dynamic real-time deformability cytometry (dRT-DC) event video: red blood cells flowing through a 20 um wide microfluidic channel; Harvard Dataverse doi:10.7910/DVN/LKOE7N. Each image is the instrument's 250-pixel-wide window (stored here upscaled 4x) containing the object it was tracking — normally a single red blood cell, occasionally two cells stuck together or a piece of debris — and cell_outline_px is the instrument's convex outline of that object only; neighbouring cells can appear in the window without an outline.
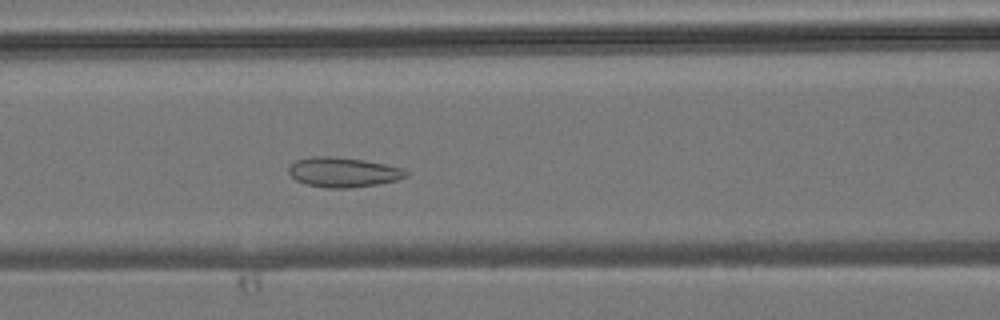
{"species": "common noctule bat (a hibernating species)", "species_latin": "Nyctalus noctula", "temperature_condition": "room temperature", "stored_images_in_passage": 42, "camera_frame_rate_fps": 3000, "um_per_image_px": 0.085, "animal": {"sex": "male", "body_mass_g": 19.2, "forearm_length_mm": 51.8}, "frame": {"image": 1, "passage_image": 15, "time_ms": 4.667, "image_size_px": [1000, 320], "cell_outline_px": [[408, 176], [396, 180], [376, 184], [352, 188], [328, 188], [308, 184], [296, 180], [288, 172], [288, 168], [296, 160], [312, 156], [336, 156], [364, 160], [404, 168], [408, 172]], "centroid_in_image_um": [29.18, 14.63], "position_along_channel_um": 137.4, "area_um2": 20.35}}
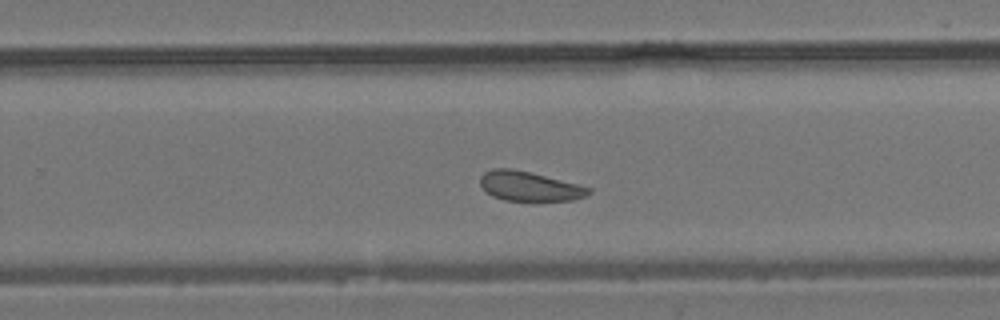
{"frame": {"image": 2, "passage_image": 25, "time_ms": 8.0, "image_size_px": [1000, 320], "cell_outline_px": [[592, 192], [588, 196], [572, 200], [504, 200], [492, 196], [480, 184], [480, 176], [484, 172], [492, 168], [512, 168], [532, 172], [592, 188]], "centroid_in_image_um": [45.01, 15.81], "position_along_channel_um": 284.8, "area_um2": 18.67}}
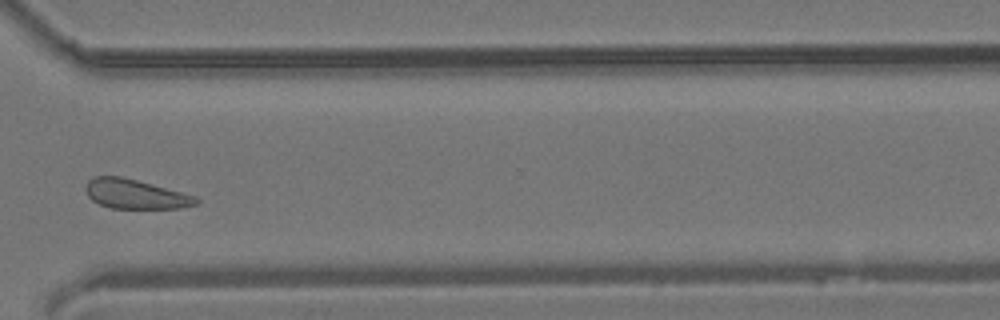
{"frame": {"image": 3, "passage_image": 30, "time_ms": 9.667, "image_size_px": [1000, 320], "cell_outline_px": [[200, 200], [196, 204], [180, 208], [108, 208], [92, 200], [88, 196], [84, 188], [88, 180], [92, 176], [120, 176], [136, 180], [196, 196]], "centroid_in_image_um": [11.46, 16.5], "position_along_channel_um": 359.1, "area_um2": 18.84}}